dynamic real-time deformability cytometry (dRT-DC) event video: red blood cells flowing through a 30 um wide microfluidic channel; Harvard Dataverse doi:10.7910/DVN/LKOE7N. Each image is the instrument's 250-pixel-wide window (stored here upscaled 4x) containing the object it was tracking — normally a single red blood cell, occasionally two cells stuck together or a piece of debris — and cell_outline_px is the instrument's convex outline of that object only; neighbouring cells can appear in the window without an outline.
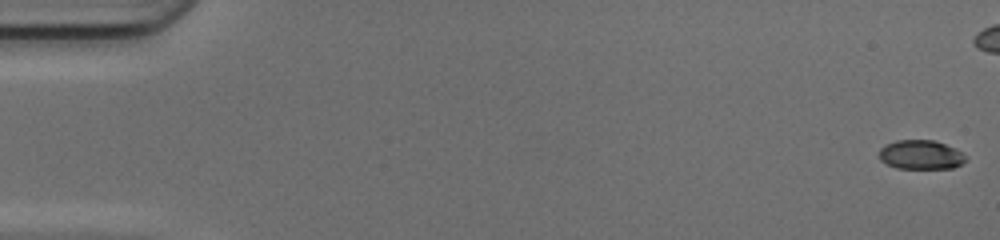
{"species": "common noctule bat (a hibernating species)", "species_latin": "Nyctalus noctula", "temperature_condition": "cold", "stored_images_in_passage": 41, "camera_frame_rate_fps": 3000, "um_per_image_px": 0.085, "animal": {"sex": "female", "body_mass_g": 17.0, "forearm_length_mm": 48.0}, "frame": {"image": 1, "passage_image": 1, "time_ms": 0.0, "image_size_px": [1000, 240], "cell_outline_px": [[968, 160], [952, 168], [896, 168], [880, 160], [880, 148], [884, 144], [896, 140], [932, 140], [956, 148]], "centroid_in_image_um": [78.25, 13.14], "position_along_channel_um": 6.8, "area_um2": 14.62}}
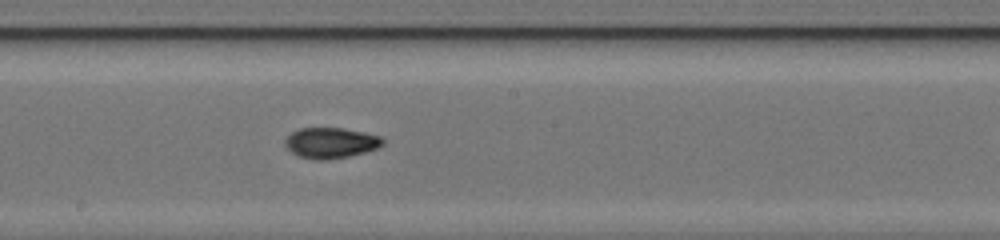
{"frame": {"image": 2, "passage_image": 28, "time_ms": 9.0, "image_size_px": [1000, 240], "cell_outline_px": [[384, 144], [376, 148], [364, 152], [348, 156], [328, 160], [316, 160], [296, 156], [284, 144], [284, 140], [292, 132], [300, 128], [344, 128], [364, 132], [380, 136], [384, 140]], "centroid_in_image_um": [28.1, 12.14], "position_along_channel_um": 220.1, "area_um2": 17.46}}
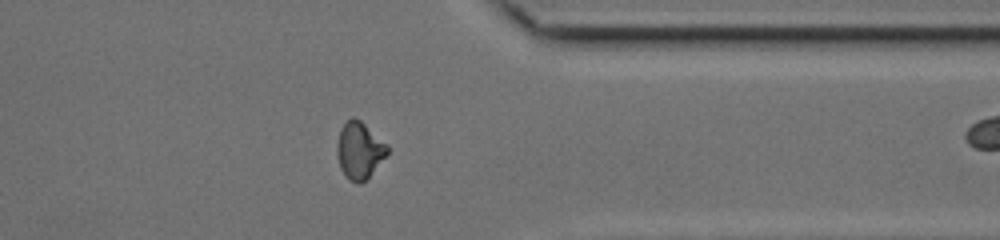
{"frame": {"image": 3, "passage_image": 40, "time_ms": 13.0, "image_size_px": [1000, 240], "cell_outline_px": [[388, 152], [368, 176], [360, 184], [356, 184], [348, 180], [344, 176], [340, 168], [336, 152], [336, 144], [340, 128], [352, 116], [360, 120], [388, 144]], "centroid_in_image_um": [30.51, 12.78], "position_along_channel_um": 380.9, "area_um2": 16.65}}